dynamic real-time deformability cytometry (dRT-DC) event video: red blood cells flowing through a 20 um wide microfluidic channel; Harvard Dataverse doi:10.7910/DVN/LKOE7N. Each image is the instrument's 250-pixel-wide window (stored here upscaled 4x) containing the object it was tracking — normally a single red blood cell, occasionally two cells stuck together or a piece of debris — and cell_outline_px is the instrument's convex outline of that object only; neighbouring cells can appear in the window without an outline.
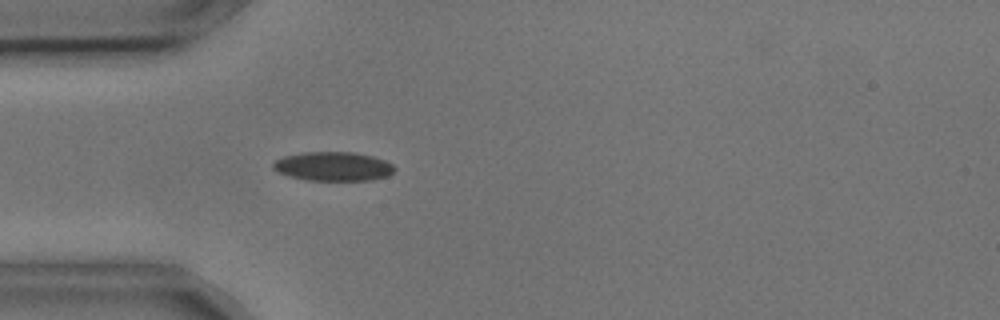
{"species": "common noctule bat (a hibernating species)", "species_latin": "Nyctalus noctula", "temperature_condition": "cold", "stored_images_in_passage": 4, "camera_frame_rate_fps": 3000, "um_per_image_px": 0.085, "animal": {"sex": "male", "body_mass_g": 17.9, "forearm_length_mm": 54.2}, "frame": {"image": 1, "passage_image": 4, "time_ms": 1.0, "image_size_px": [1000, 320], "cell_outline_px": [[396, 168], [388, 176], [372, 180], [308, 180], [288, 176], [276, 172], [272, 168], [272, 164], [276, 160], [284, 156], [304, 152], [356, 152], [372, 156], [384, 160], [392, 164]], "centroid_in_image_um": [28.31, 14.14], "position_along_channel_um": 56.7, "area_um2": 20.63}}